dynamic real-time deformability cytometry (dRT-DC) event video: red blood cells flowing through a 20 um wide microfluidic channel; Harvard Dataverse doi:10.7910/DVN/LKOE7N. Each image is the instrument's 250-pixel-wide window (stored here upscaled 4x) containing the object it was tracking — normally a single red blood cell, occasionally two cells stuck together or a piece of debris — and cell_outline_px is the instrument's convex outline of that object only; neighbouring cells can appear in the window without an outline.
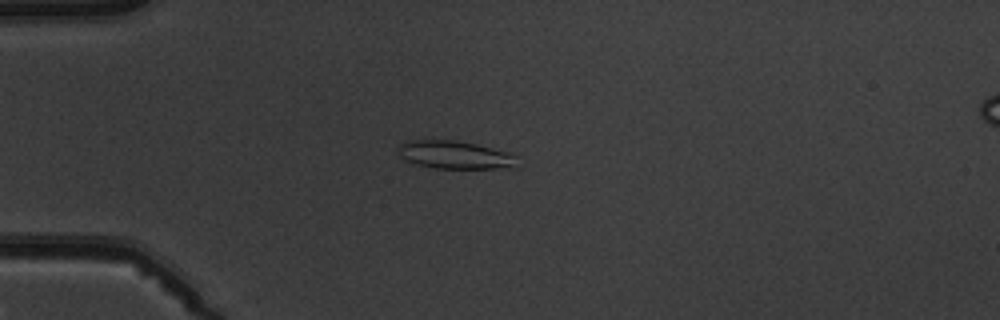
{"species": "common noctule bat (a hibernating species)", "species_latin": "Nyctalus noctula", "temperature_condition": "warm", "stored_images_in_passage": 7, "camera_frame_rate_fps": 3000, "um_per_image_px": 0.085, "animal": {"sex": "male", "body_mass_g": 19.5, "forearm_length_mm": 54.6}, "frame": {"image": 1, "passage_image": 5, "time_ms": 4.667, "image_size_px": [1000, 320], "cell_outline_px": [[516, 168], [436, 168], [416, 164], [404, 160], [400, 156], [396, 148], [400, 144], [408, 140], [452, 140], [476, 144], [512, 152], [516, 156]], "centroid_in_image_um": [38.67, 13.16], "position_along_channel_um": 46.3, "area_um2": 19.59}}
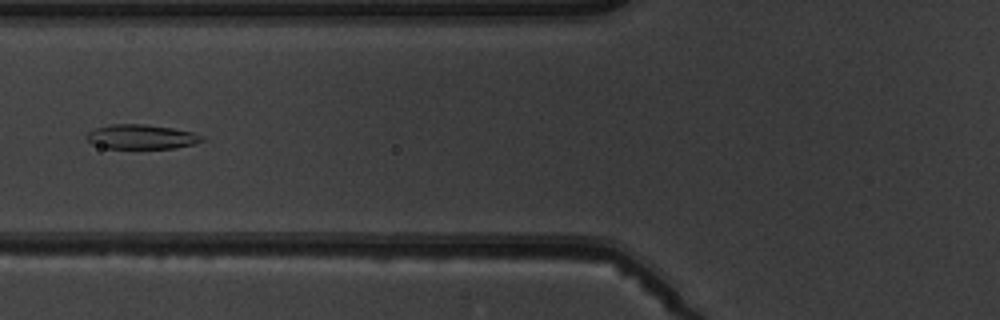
{"frame": {"image": 2, "passage_image": 7, "time_ms": 7.0, "image_size_px": [1000, 320], "cell_outline_px": [[204, 140], [192, 144], [176, 148], [108, 148], [92, 144], [84, 136], [88, 132], [96, 128], [112, 124], [144, 124], [172, 128], [196, 132], [204, 136]], "centroid_in_image_um": [12.04, 11.62], "position_along_channel_um": 113.8, "area_um2": 16.47}}